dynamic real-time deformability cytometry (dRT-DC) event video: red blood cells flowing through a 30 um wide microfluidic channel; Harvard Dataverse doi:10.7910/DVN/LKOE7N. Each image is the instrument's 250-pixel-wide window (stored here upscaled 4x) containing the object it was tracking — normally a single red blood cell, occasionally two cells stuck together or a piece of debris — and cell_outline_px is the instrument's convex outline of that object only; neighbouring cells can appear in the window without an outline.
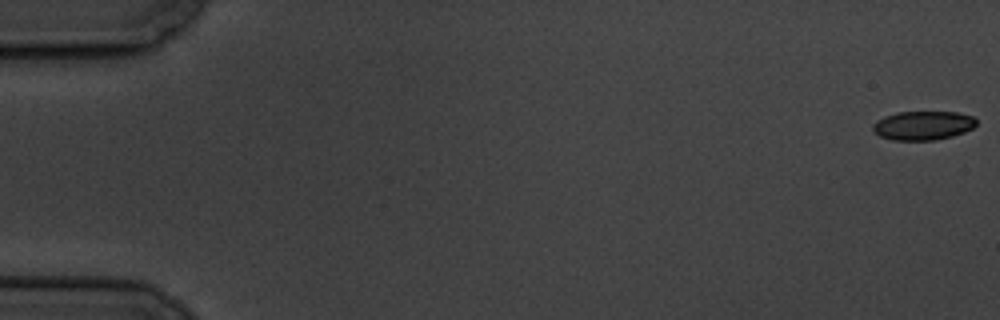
{"species": "common noctule bat (a hibernating species)", "species_latin": "Nyctalus noctula", "temperature_condition": "cold", "stored_images_in_passage": 6, "camera_frame_rate_fps": 3000, "um_per_image_px": 0.085, "animal": {"sex": "male", "body_mass_g": 19.5, "forearm_length_mm": 54.6}, "frame": {"image": 1, "passage_image": 1, "time_ms": 0.0, "image_size_px": [1000, 320], "cell_outline_px": [[976, 124], [972, 128], [964, 132], [952, 136], [936, 140], [892, 140], [880, 136], [872, 128], [872, 124], [876, 120], [884, 116], [896, 112], [956, 112], [972, 116], [976, 120]], "centroid_in_image_um": [78.43, 10.66], "position_along_channel_um": 6.6, "area_um2": 17.46}}
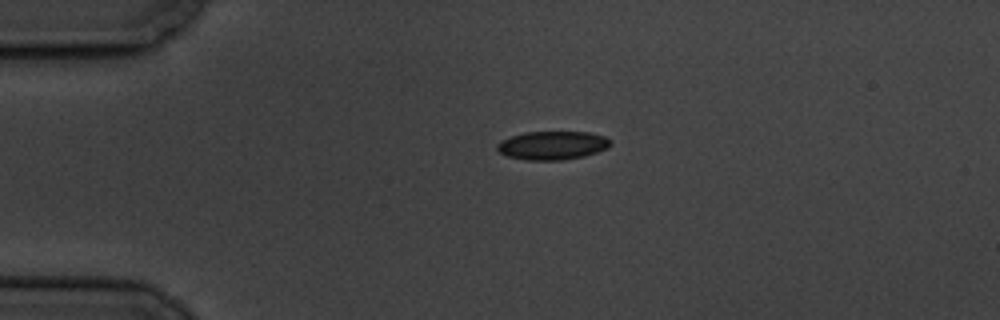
{"frame": {"image": 2, "passage_image": 5, "time_ms": 4.333, "image_size_px": [1000, 320], "cell_outline_px": [[612, 144], [608, 148], [584, 156], [560, 160], [528, 160], [508, 156], [500, 152], [496, 148], [496, 144], [500, 140], [524, 132], [588, 132], [604, 136], [612, 140]], "centroid_in_image_um": [46.97, 12.35], "position_along_channel_um": 38.0, "area_um2": 18.84}}